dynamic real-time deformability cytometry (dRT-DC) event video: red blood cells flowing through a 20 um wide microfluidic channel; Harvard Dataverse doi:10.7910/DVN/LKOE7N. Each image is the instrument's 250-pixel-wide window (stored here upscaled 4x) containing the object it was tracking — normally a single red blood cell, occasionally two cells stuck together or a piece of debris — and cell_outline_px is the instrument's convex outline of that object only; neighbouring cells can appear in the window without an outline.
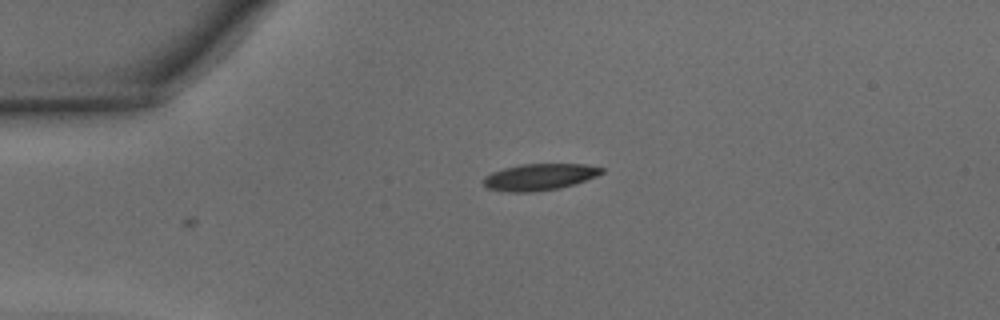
{"species": "common noctule bat (a hibernating species)", "species_latin": "Nyctalus noctula", "temperature_condition": "warm", "stored_images_in_passage": 27, "camera_frame_rate_fps": 3000, "um_per_image_px": 0.085, "animal": {"sex": "male", "body_mass_g": 15.6}, "frame": {"image": 1, "passage_image": 1, "time_ms": 0.0, "image_size_px": [1000, 320], "cell_outline_px": [[604, 172], [596, 176], [560, 188], [532, 192], [512, 192], [488, 188], [480, 180], [484, 176], [492, 172], [504, 168], [520, 164], [584, 164], [604, 168]], "centroid_in_image_um": [45.82, 15.03], "position_along_channel_um": 39.2, "area_um2": 18.21}}
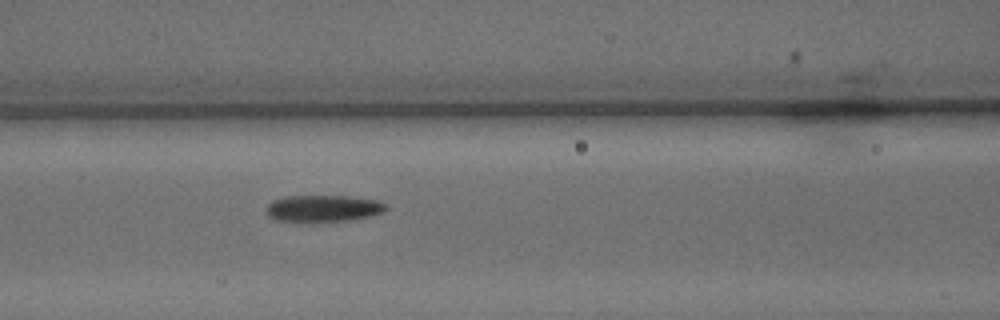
{"frame": {"image": 2, "passage_image": 10, "time_ms": 3.0, "image_size_px": [1000, 320], "cell_outline_px": [[388, 208], [384, 212], [372, 216], [352, 220], [276, 220], [268, 216], [264, 208], [272, 200], [288, 196], [348, 196], [376, 200], [384, 204]], "centroid_in_image_um": [27.48, 17.69], "position_along_channel_um": 139.1, "area_um2": 18.32}}
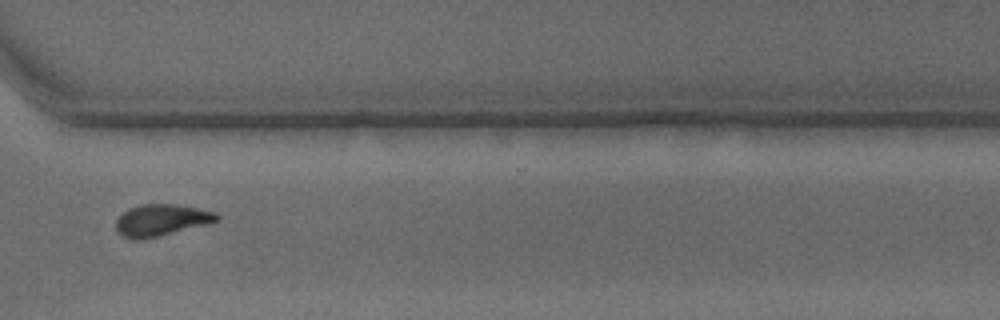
{"frame": {"image": 3, "passage_image": 25, "time_ms": 8.0, "image_size_px": [1000, 320], "cell_outline_px": [[220, 220], [156, 236], [136, 240], [124, 236], [116, 232], [116, 220], [128, 208], [140, 204], [176, 204], [216, 212], [220, 216]], "centroid_in_image_um": [13.68, 18.69], "position_along_channel_um": 356.9, "area_um2": 18.21}, "authors_computed_cell_mechanics": {"area_um2": 18.785, "velocity_mm_per_s": 4.3582, "shape_relaxation_time_tau1_ms": 3.1122, "shape_relaxation_time_tau2_ms": 3.2415, "deformation_change_tau1": 0.1505, "deformation_change_tau2": 0.1019}}